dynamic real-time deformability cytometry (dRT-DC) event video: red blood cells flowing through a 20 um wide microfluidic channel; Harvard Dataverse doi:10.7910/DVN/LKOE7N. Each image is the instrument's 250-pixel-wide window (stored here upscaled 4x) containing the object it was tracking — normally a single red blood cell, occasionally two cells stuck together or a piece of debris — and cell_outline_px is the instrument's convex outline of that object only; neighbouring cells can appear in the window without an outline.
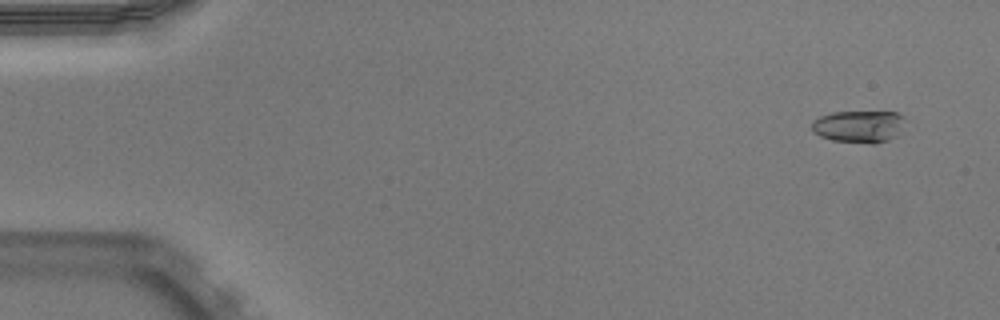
{"species": "Egyptian fruit bat (a non-hibernating species)", "species_latin": "Rousettus aegyptiacus", "temperature_condition": "warm", "stored_images_in_passage": 50, "camera_frame_rate_fps": 3000, "um_per_image_px": 0.085, "animal": {"sex": "male"}, "frame": {"image": 1, "passage_image": 2, "time_ms": 0.333, "image_size_px": [1000, 320], "cell_outline_px": [[904, 120], [896, 136], [888, 140], [872, 144], [832, 140], [820, 136], [812, 132], [812, 120], [820, 116], [832, 112], [896, 112], [904, 116]], "centroid_in_image_um": [72.97, 10.75], "position_along_channel_um": 12.0, "area_um2": 17.46}}
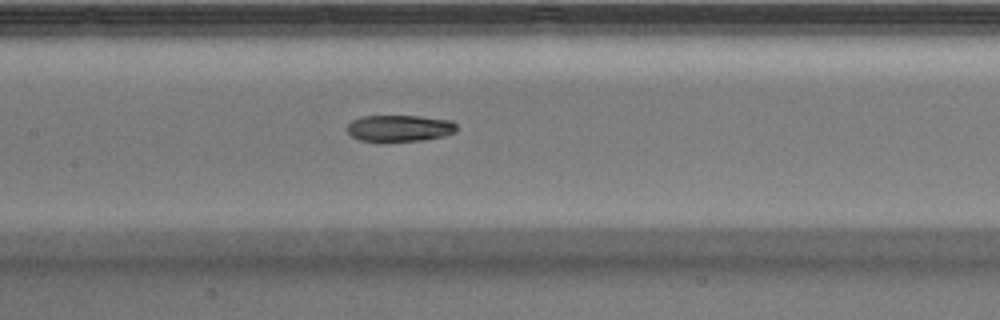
{"frame": {"image": 2, "passage_image": 24, "time_ms": 7.667, "image_size_px": [1000, 320], "cell_outline_px": [[456, 132], [444, 136], [420, 140], [384, 144], [380, 144], [360, 140], [352, 136], [344, 128], [352, 120], [360, 116], [420, 116], [452, 120], [456, 124]], "centroid_in_image_um": [33.9, 10.93], "position_along_channel_um": 173.5, "area_um2": 17.69}}
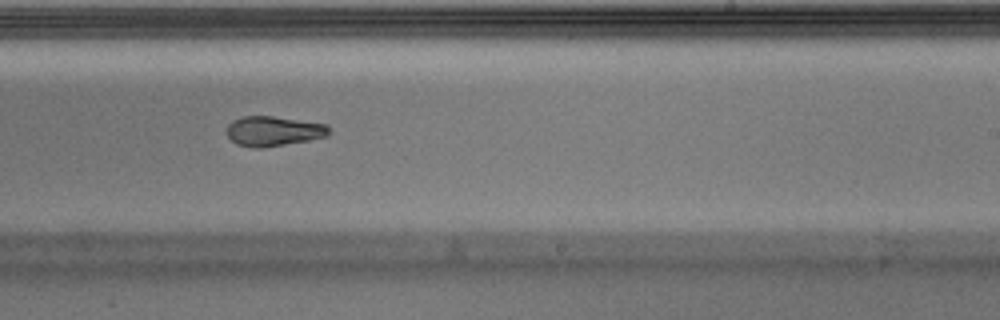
{"frame": {"image": 3, "passage_image": 31, "time_ms": 10.0, "image_size_px": [1000, 320], "cell_outline_px": [[332, 132], [328, 136], [308, 140], [260, 148], [252, 148], [236, 144], [228, 136], [228, 124], [232, 120], [244, 116], [272, 116], [328, 124]], "centroid_in_image_um": [23.28, 11.14], "position_along_channel_um": 265.7, "area_um2": 17.8}, "authors_computed_cell_mechanics": {"area_um2": 17.8602, "velocity_mm_per_s": 3.9662, "shape_relaxation_time_tau1_ms": null, "shape_relaxation_time_tau2_ms": 3.2368, "deformation_change_tau1": null, "deformation_change_tau2": 0.098}}